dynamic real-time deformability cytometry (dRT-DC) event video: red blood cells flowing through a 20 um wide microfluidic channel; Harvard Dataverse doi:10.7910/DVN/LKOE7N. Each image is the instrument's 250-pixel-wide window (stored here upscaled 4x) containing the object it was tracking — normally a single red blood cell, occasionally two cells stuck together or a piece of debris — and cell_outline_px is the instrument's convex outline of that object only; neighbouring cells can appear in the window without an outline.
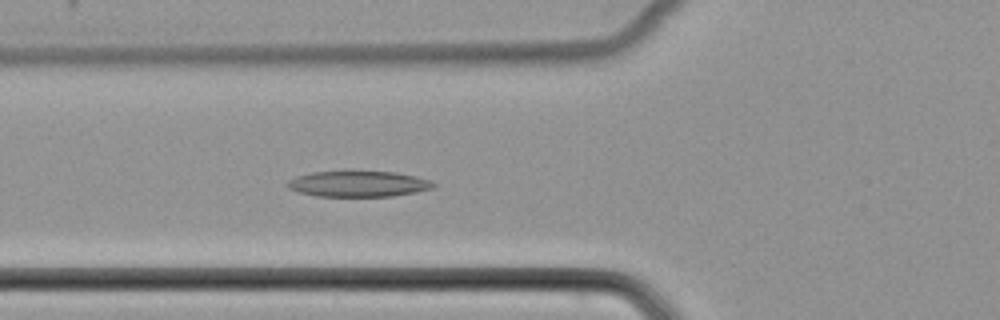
{"species": "common noctule bat (a hibernating species)", "species_latin": "Nyctalus noctula", "temperature_condition": "cold", "stored_images_in_passage": 51, "camera_frame_rate_fps": 3000, "um_per_image_px": 0.085, "animal": {"sex": "female", "body_mass_g": 22.7, "forearm_length_mm": 54.2}, "frame": {"image": 1, "passage_image": 19, "time_ms": 6.0, "image_size_px": [1000, 320], "cell_outline_px": [[436, 184], [432, 188], [416, 192], [392, 196], [316, 196], [300, 192], [288, 188], [284, 184], [288, 180], [296, 176], [312, 172], [348, 168], [396, 172], [416, 176], [428, 180]], "centroid_in_image_um": [30.4, 15.57], "position_along_channel_um": 95.4, "area_um2": 22.95}}
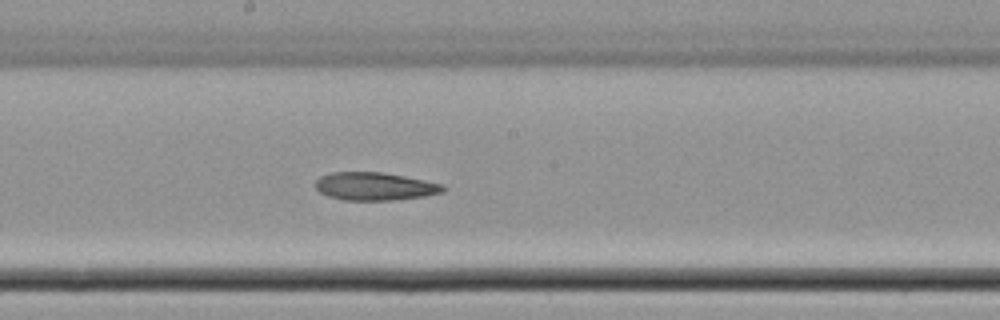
{"frame": {"image": 2, "passage_image": 28, "time_ms": 9.0, "image_size_px": [1000, 320], "cell_outline_px": [[448, 188], [444, 192], [424, 196], [392, 200], [344, 200], [328, 196], [320, 192], [316, 188], [316, 180], [320, 176], [332, 172], [380, 172], [404, 176], [444, 184]], "centroid_in_image_um": [31.88, 15.84], "position_along_channel_um": 216.3, "area_um2": 20.81}}
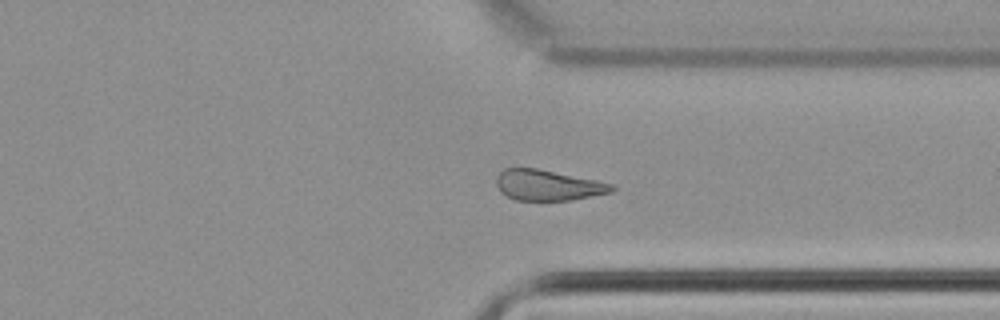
{"frame": {"image": 3, "passage_image": 39, "time_ms": 12.667, "image_size_px": [1000, 320], "cell_outline_px": [[616, 188], [612, 192], [572, 200], [516, 200], [500, 192], [496, 184], [496, 176], [504, 168], [536, 168], [616, 184]], "centroid_in_image_um": [46.59, 15.74], "position_along_channel_um": 364.8, "area_um2": 20.63}}